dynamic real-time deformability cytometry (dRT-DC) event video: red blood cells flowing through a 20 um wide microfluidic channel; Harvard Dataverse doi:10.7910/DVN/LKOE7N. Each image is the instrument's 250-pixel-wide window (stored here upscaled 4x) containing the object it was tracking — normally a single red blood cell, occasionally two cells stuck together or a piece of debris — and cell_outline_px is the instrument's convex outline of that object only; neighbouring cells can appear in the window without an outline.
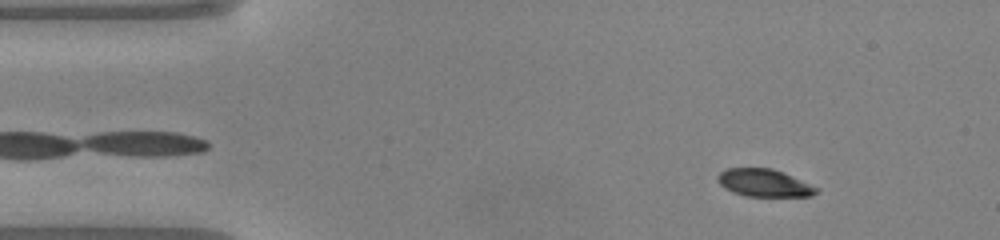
{"species": "common noctule bat (a hibernating species)", "species_latin": "Nyctalus noctula", "temperature_condition": "warm", "stored_images_in_passage": 49, "camera_frame_rate_fps": 3000, "um_per_image_px": 0.085, "animal": {"sex": "male", "body_mass_g": 20.0, "forearm_length_mm": 53.3}, "frame": {"image": 1, "passage_image": 6, "time_ms": 1.667, "image_size_px": [1000, 240], "cell_outline_px": [[820, 188], [812, 196], [744, 196], [732, 192], [724, 188], [716, 180], [716, 176], [720, 172], [728, 168], [772, 168], [784, 172]], "centroid_in_image_um": [64.94, 15.54], "position_along_channel_um": 20.1, "area_um2": 16.01}}
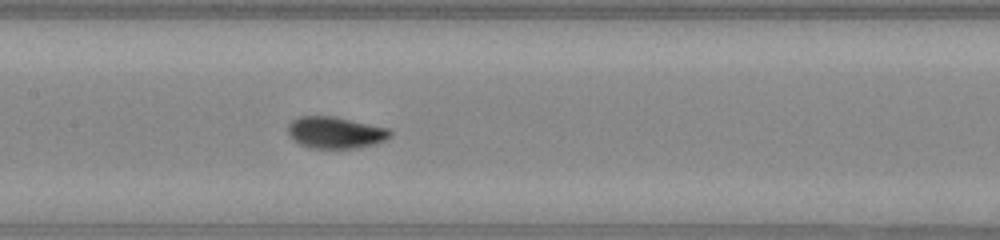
{"frame": {"image": 2, "passage_image": 23, "time_ms": 7.333, "image_size_px": [1000, 240], "cell_outline_px": [[392, 136], [376, 144], [360, 148], [308, 148], [292, 140], [288, 132], [288, 124], [292, 120], [300, 116], [332, 116], [388, 128], [392, 132]], "centroid_in_image_um": [28.5, 11.28], "position_along_channel_um": 178.9, "area_um2": 18.96}}
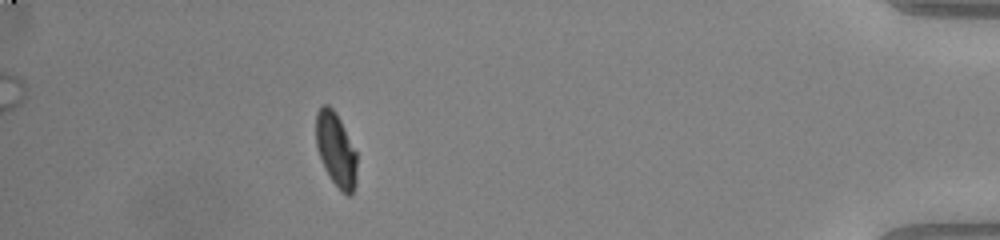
{"frame": {"image": 3, "passage_image": 44, "time_ms": 14.333, "image_size_px": [1000, 240], "cell_outline_px": [[356, 184], [352, 192], [348, 196], [332, 180], [324, 168], [316, 144], [316, 112], [324, 104], [328, 104], [336, 112], [356, 152]], "centroid_in_image_um": [28.54, 12.69], "position_along_channel_um": 406.7, "area_um2": 17.28}, "authors_computed_cell_mechanics": {"area_um2": 17.8024, "velocity_mm_per_s": 4.0942, "shape_relaxation_time_tau1_ms": 3.118, "shape_relaxation_time_tau2_ms": 0.7962, "deformation_change_tau1": 0.1696, "deformation_change_tau2": 0.039}}